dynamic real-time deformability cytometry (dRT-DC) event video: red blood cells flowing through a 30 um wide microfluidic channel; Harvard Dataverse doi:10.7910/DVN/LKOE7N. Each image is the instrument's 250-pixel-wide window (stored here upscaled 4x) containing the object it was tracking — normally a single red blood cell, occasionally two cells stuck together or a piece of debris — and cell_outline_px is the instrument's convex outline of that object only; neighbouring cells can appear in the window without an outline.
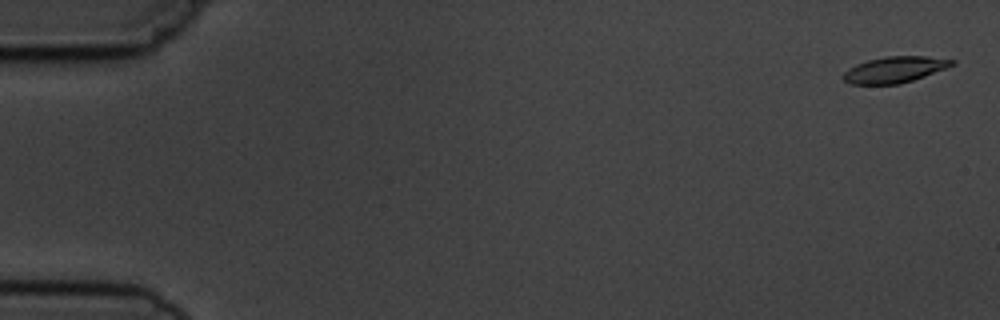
{"species": "common noctule bat (a hibernating species)", "species_latin": "Nyctalus noctula", "temperature_condition": "cold", "stored_images_in_passage": 4, "camera_frame_rate_fps": 3000, "um_per_image_px": 0.085, "animal": {"sex": "male", "body_mass_g": 19.5, "forearm_length_mm": 54.6}, "frame": {"image": 1, "passage_image": 1, "time_ms": 0.0, "image_size_px": [1000, 320], "cell_outline_px": [[956, 64], [948, 68], [900, 84], [848, 84], [840, 76], [848, 68], [856, 64], [868, 60], [884, 56], [924, 56], [956, 60]], "centroid_in_image_um": [76.03, 5.92], "position_along_channel_um": 9.0, "area_um2": 16.7}}